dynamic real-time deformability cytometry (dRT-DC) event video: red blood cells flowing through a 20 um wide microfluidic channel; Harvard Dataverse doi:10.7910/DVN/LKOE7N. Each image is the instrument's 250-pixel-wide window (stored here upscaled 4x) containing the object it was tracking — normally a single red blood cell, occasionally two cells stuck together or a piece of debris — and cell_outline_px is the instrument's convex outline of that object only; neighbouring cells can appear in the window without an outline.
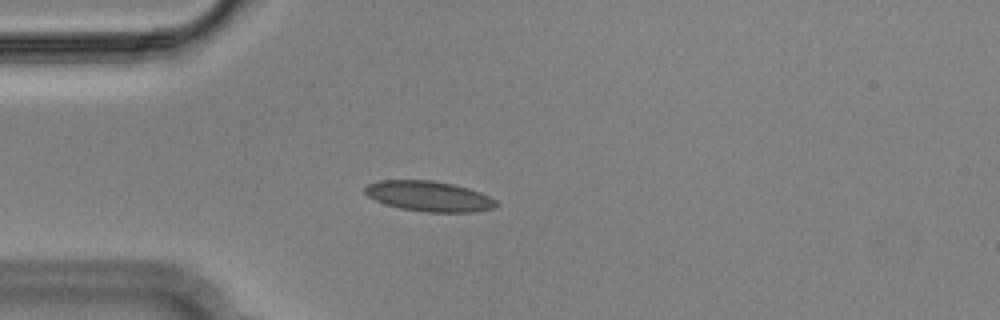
{"species": "Egyptian fruit bat (a non-hibernating species)", "species_latin": "Rousettus aegyptiacus", "temperature_condition": "cold", "stored_images_in_passage": 4, "camera_frame_rate_fps": 3000, "um_per_image_px": 0.085, "animal": {"sex": "male"}, "frame": {"image": 1, "passage_image": 4, "time_ms": 1.0, "image_size_px": [1000, 320], "cell_outline_px": [[500, 204], [496, 208], [476, 212], [424, 212], [400, 208], [384, 204], [368, 196], [364, 192], [364, 188], [368, 184], [380, 180], [432, 180], [452, 184], [468, 188], [480, 192], [496, 200]], "centroid_in_image_um": [36.49, 16.69], "position_along_channel_um": 48.5, "area_um2": 23.35}}